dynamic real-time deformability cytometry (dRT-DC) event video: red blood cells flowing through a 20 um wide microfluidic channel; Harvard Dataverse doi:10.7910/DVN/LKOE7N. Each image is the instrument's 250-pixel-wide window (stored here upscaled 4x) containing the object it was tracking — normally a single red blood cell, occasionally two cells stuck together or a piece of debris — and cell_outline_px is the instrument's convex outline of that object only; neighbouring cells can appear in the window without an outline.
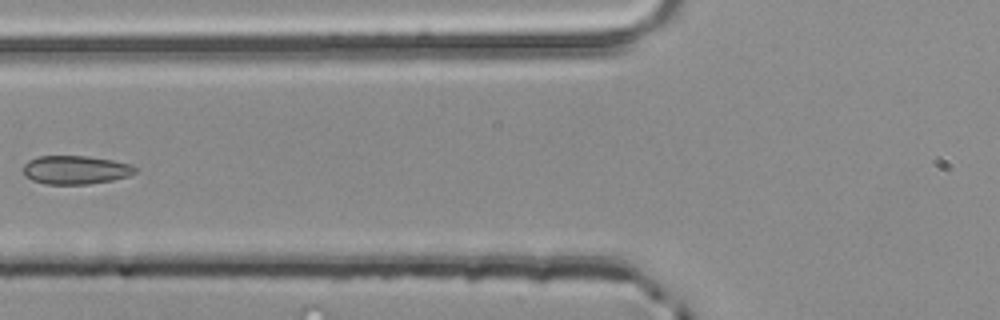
{"species": "common noctule bat (a hibernating species)", "species_latin": "Nyctalus noctula", "temperature_condition": "room temperature", "stored_images_in_passage": 5, "camera_frame_rate_fps": 3000, "um_per_image_px": 0.085, "animal": {"sex": "male", "body_mass_g": 20.4}, "frame": {"image": 1, "passage_image": 5, "time_ms": 1.333, "image_size_px": [1000, 320], "cell_outline_px": [[140, 168], [136, 172], [128, 176], [112, 180], [88, 184], [44, 184], [32, 180], [24, 176], [24, 164], [28, 160], [36, 156], [88, 156], [112, 160], [132, 164]], "centroid_in_image_um": [6.44, 14.43], "position_along_channel_um": 119.4, "area_um2": 18.84}}